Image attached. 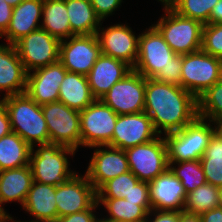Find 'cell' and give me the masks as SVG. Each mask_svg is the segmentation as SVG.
Masks as SVG:
<instances>
[{"instance_id": "f907efd6", "label": "cell", "mask_w": 222, "mask_h": 222, "mask_svg": "<svg viewBox=\"0 0 222 222\" xmlns=\"http://www.w3.org/2000/svg\"><path fill=\"white\" fill-rule=\"evenodd\" d=\"M218 207L222 208V188L219 190V203Z\"/></svg>"}, {"instance_id": "f546056e", "label": "cell", "mask_w": 222, "mask_h": 222, "mask_svg": "<svg viewBox=\"0 0 222 222\" xmlns=\"http://www.w3.org/2000/svg\"><path fill=\"white\" fill-rule=\"evenodd\" d=\"M206 182L222 188V139L213 133L204 155L200 158Z\"/></svg>"}, {"instance_id": "b9f144b4", "label": "cell", "mask_w": 222, "mask_h": 222, "mask_svg": "<svg viewBox=\"0 0 222 222\" xmlns=\"http://www.w3.org/2000/svg\"><path fill=\"white\" fill-rule=\"evenodd\" d=\"M12 13L13 7L6 3L5 0H0V37L9 27Z\"/></svg>"}, {"instance_id": "836d02e7", "label": "cell", "mask_w": 222, "mask_h": 222, "mask_svg": "<svg viewBox=\"0 0 222 222\" xmlns=\"http://www.w3.org/2000/svg\"><path fill=\"white\" fill-rule=\"evenodd\" d=\"M197 113L209 121L222 117V78L197 99Z\"/></svg>"}, {"instance_id": "e0dca14e", "label": "cell", "mask_w": 222, "mask_h": 222, "mask_svg": "<svg viewBox=\"0 0 222 222\" xmlns=\"http://www.w3.org/2000/svg\"><path fill=\"white\" fill-rule=\"evenodd\" d=\"M159 136L151 118L143 111L135 114L118 115L108 146L126 150L148 143Z\"/></svg>"}, {"instance_id": "f6af8a7d", "label": "cell", "mask_w": 222, "mask_h": 222, "mask_svg": "<svg viewBox=\"0 0 222 222\" xmlns=\"http://www.w3.org/2000/svg\"><path fill=\"white\" fill-rule=\"evenodd\" d=\"M208 24H222V0H219L213 7Z\"/></svg>"}, {"instance_id": "1f68e13d", "label": "cell", "mask_w": 222, "mask_h": 222, "mask_svg": "<svg viewBox=\"0 0 222 222\" xmlns=\"http://www.w3.org/2000/svg\"><path fill=\"white\" fill-rule=\"evenodd\" d=\"M169 168L179 178L187 194L207 183L200 160L169 163Z\"/></svg>"}, {"instance_id": "816d5d0a", "label": "cell", "mask_w": 222, "mask_h": 222, "mask_svg": "<svg viewBox=\"0 0 222 222\" xmlns=\"http://www.w3.org/2000/svg\"><path fill=\"white\" fill-rule=\"evenodd\" d=\"M170 0H157L160 4H167Z\"/></svg>"}, {"instance_id": "ffe728a7", "label": "cell", "mask_w": 222, "mask_h": 222, "mask_svg": "<svg viewBox=\"0 0 222 222\" xmlns=\"http://www.w3.org/2000/svg\"><path fill=\"white\" fill-rule=\"evenodd\" d=\"M33 182L30 165L0 171V217H12L4 205L18 203L23 207Z\"/></svg>"}, {"instance_id": "d6986e66", "label": "cell", "mask_w": 222, "mask_h": 222, "mask_svg": "<svg viewBox=\"0 0 222 222\" xmlns=\"http://www.w3.org/2000/svg\"><path fill=\"white\" fill-rule=\"evenodd\" d=\"M149 195L152 210L184 211L187 193L170 168L149 182Z\"/></svg>"}, {"instance_id": "2e32d148", "label": "cell", "mask_w": 222, "mask_h": 222, "mask_svg": "<svg viewBox=\"0 0 222 222\" xmlns=\"http://www.w3.org/2000/svg\"><path fill=\"white\" fill-rule=\"evenodd\" d=\"M55 198L60 218L88 210L97 201V193L86 174L77 172L56 186Z\"/></svg>"}, {"instance_id": "f35d334b", "label": "cell", "mask_w": 222, "mask_h": 222, "mask_svg": "<svg viewBox=\"0 0 222 222\" xmlns=\"http://www.w3.org/2000/svg\"><path fill=\"white\" fill-rule=\"evenodd\" d=\"M92 4L96 16L100 21L108 20L110 16L115 15L116 11H120L123 0H89ZM108 17V18H107Z\"/></svg>"}, {"instance_id": "277c9868", "label": "cell", "mask_w": 222, "mask_h": 222, "mask_svg": "<svg viewBox=\"0 0 222 222\" xmlns=\"http://www.w3.org/2000/svg\"><path fill=\"white\" fill-rule=\"evenodd\" d=\"M161 6L164 14L153 25L162 34L170 48L177 55H186L201 50L204 24L196 19L179 15L168 4Z\"/></svg>"}, {"instance_id": "f5cc1de1", "label": "cell", "mask_w": 222, "mask_h": 222, "mask_svg": "<svg viewBox=\"0 0 222 222\" xmlns=\"http://www.w3.org/2000/svg\"><path fill=\"white\" fill-rule=\"evenodd\" d=\"M100 222H126V221L100 220Z\"/></svg>"}, {"instance_id": "44dd1931", "label": "cell", "mask_w": 222, "mask_h": 222, "mask_svg": "<svg viewBox=\"0 0 222 222\" xmlns=\"http://www.w3.org/2000/svg\"><path fill=\"white\" fill-rule=\"evenodd\" d=\"M26 81L27 72L14 45L0 43L1 98L25 93Z\"/></svg>"}, {"instance_id": "bcb514c9", "label": "cell", "mask_w": 222, "mask_h": 222, "mask_svg": "<svg viewBox=\"0 0 222 222\" xmlns=\"http://www.w3.org/2000/svg\"><path fill=\"white\" fill-rule=\"evenodd\" d=\"M179 222H202V220L199 214L181 211L179 212Z\"/></svg>"}, {"instance_id": "83f0119b", "label": "cell", "mask_w": 222, "mask_h": 222, "mask_svg": "<svg viewBox=\"0 0 222 222\" xmlns=\"http://www.w3.org/2000/svg\"><path fill=\"white\" fill-rule=\"evenodd\" d=\"M31 149L17 133L0 138V171L29 165Z\"/></svg>"}, {"instance_id": "4dcf8cb0", "label": "cell", "mask_w": 222, "mask_h": 222, "mask_svg": "<svg viewBox=\"0 0 222 222\" xmlns=\"http://www.w3.org/2000/svg\"><path fill=\"white\" fill-rule=\"evenodd\" d=\"M220 188L206 183L187 194L184 211L191 214H202L218 207Z\"/></svg>"}, {"instance_id": "d590c367", "label": "cell", "mask_w": 222, "mask_h": 222, "mask_svg": "<svg viewBox=\"0 0 222 222\" xmlns=\"http://www.w3.org/2000/svg\"><path fill=\"white\" fill-rule=\"evenodd\" d=\"M201 50L222 60V24H204Z\"/></svg>"}, {"instance_id": "7c38bea8", "label": "cell", "mask_w": 222, "mask_h": 222, "mask_svg": "<svg viewBox=\"0 0 222 222\" xmlns=\"http://www.w3.org/2000/svg\"><path fill=\"white\" fill-rule=\"evenodd\" d=\"M102 24L103 21L96 33L101 54L121 60L133 68L137 62L140 33L137 35L126 22L107 27Z\"/></svg>"}, {"instance_id": "52a82bcc", "label": "cell", "mask_w": 222, "mask_h": 222, "mask_svg": "<svg viewBox=\"0 0 222 222\" xmlns=\"http://www.w3.org/2000/svg\"><path fill=\"white\" fill-rule=\"evenodd\" d=\"M47 124L49 143L75 149L81 148L80 111L60 101L41 105Z\"/></svg>"}, {"instance_id": "8992f818", "label": "cell", "mask_w": 222, "mask_h": 222, "mask_svg": "<svg viewBox=\"0 0 222 222\" xmlns=\"http://www.w3.org/2000/svg\"><path fill=\"white\" fill-rule=\"evenodd\" d=\"M221 78V59L202 50L182 55L181 87L196 99Z\"/></svg>"}, {"instance_id": "5b68a950", "label": "cell", "mask_w": 222, "mask_h": 222, "mask_svg": "<svg viewBox=\"0 0 222 222\" xmlns=\"http://www.w3.org/2000/svg\"><path fill=\"white\" fill-rule=\"evenodd\" d=\"M213 133L212 123L197 116L183 129L163 135L167 144L168 162L200 160Z\"/></svg>"}, {"instance_id": "74e56055", "label": "cell", "mask_w": 222, "mask_h": 222, "mask_svg": "<svg viewBox=\"0 0 222 222\" xmlns=\"http://www.w3.org/2000/svg\"><path fill=\"white\" fill-rule=\"evenodd\" d=\"M124 199L132 203H137V205L142 206L147 212L152 210L148 182L139 181Z\"/></svg>"}, {"instance_id": "7dc6e473", "label": "cell", "mask_w": 222, "mask_h": 222, "mask_svg": "<svg viewBox=\"0 0 222 222\" xmlns=\"http://www.w3.org/2000/svg\"><path fill=\"white\" fill-rule=\"evenodd\" d=\"M213 125L214 134L222 139V117L210 121Z\"/></svg>"}, {"instance_id": "4316f807", "label": "cell", "mask_w": 222, "mask_h": 222, "mask_svg": "<svg viewBox=\"0 0 222 222\" xmlns=\"http://www.w3.org/2000/svg\"><path fill=\"white\" fill-rule=\"evenodd\" d=\"M41 28L60 41L72 36L65 0H43Z\"/></svg>"}, {"instance_id": "5bb4252c", "label": "cell", "mask_w": 222, "mask_h": 222, "mask_svg": "<svg viewBox=\"0 0 222 222\" xmlns=\"http://www.w3.org/2000/svg\"><path fill=\"white\" fill-rule=\"evenodd\" d=\"M100 55L96 34L74 35L60 42L59 61L69 72L87 76Z\"/></svg>"}, {"instance_id": "484cf974", "label": "cell", "mask_w": 222, "mask_h": 222, "mask_svg": "<svg viewBox=\"0 0 222 222\" xmlns=\"http://www.w3.org/2000/svg\"><path fill=\"white\" fill-rule=\"evenodd\" d=\"M72 36L96 34L101 21L89 0H65Z\"/></svg>"}, {"instance_id": "3957f363", "label": "cell", "mask_w": 222, "mask_h": 222, "mask_svg": "<svg viewBox=\"0 0 222 222\" xmlns=\"http://www.w3.org/2000/svg\"><path fill=\"white\" fill-rule=\"evenodd\" d=\"M76 152L73 148L54 143L34 146L29 161L33 181L57 186L69 180L77 173L70 167V156L75 157Z\"/></svg>"}, {"instance_id": "7a4b0ae2", "label": "cell", "mask_w": 222, "mask_h": 222, "mask_svg": "<svg viewBox=\"0 0 222 222\" xmlns=\"http://www.w3.org/2000/svg\"><path fill=\"white\" fill-rule=\"evenodd\" d=\"M1 99L7 109L12 132L17 133L32 148L49 143L48 128L41 105L26 93Z\"/></svg>"}, {"instance_id": "603a6c76", "label": "cell", "mask_w": 222, "mask_h": 222, "mask_svg": "<svg viewBox=\"0 0 222 222\" xmlns=\"http://www.w3.org/2000/svg\"><path fill=\"white\" fill-rule=\"evenodd\" d=\"M132 70L133 68L127 63L101 54L87 75L93 96L100 99Z\"/></svg>"}, {"instance_id": "9a60e30c", "label": "cell", "mask_w": 222, "mask_h": 222, "mask_svg": "<svg viewBox=\"0 0 222 222\" xmlns=\"http://www.w3.org/2000/svg\"><path fill=\"white\" fill-rule=\"evenodd\" d=\"M85 174L97 191L105 182L130 171L125 150L108 145L92 146Z\"/></svg>"}, {"instance_id": "60d3db41", "label": "cell", "mask_w": 222, "mask_h": 222, "mask_svg": "<svg viewBox=\"0 0 222 222\" xmlns=\"http://www.w3.org/2000/svg\"><path fill=\"white\" fill-rule=\"evenodd\" d=\"M145 222H179V212L151 210Z\"/></svg>"}, {"instance_id": "cb8c5ba5", "label": "cell", "mask_w": 222, "mask_h": 222, "mask_svg": "<svg viewBox=\"0 0 222 222\" xmlns=\"http://www.w3.org/2000/svg\"><path fill=\"white\" fill-rule=\"evenodd\" d=\"M56 186L32 182L26 201L21 209L30 214L31 220L18 222H56L58 219L57 202L55 198ZM33 218V219H32Z\"/></svg>"}, {"instance_id": "f1b7e54d", "label": "cell", "mask_w": 222, "mask_h": 222, "mask_svg": "<svg viewBox=\"0 0 222 222\" xmlns=\"http://www.w3.org/2000/svg\"><path fill=\"white\" fill-rule=\"evenodd\" d=\"M101 210L106 216L100 214L101 220L145 222L148 212L137 203H132L124 198H97ZM102 206V207H101Z\"/></svg>"}, {"instance_id": "6da1fadb", "label": "cell", "mask_w": 222, "mask_h": 222, "mask_svg": "<svg viewBox=\"0 0 222 222\" xmlns=\"http://www.w3.org/2000/svg\"><path fill=\"white\" fill-rule=\"evenodd\" d=\"M144 112L159 135L183 129L197 116V99L181 86L146 78Z\"/></svg>"}, {"instance_id": "7bdbcfd3", "label": "cell", "mask_w": 222, "mask_h": 222, "mask_svg": "<svg viewBox=\"0 0 222 222\" xmlns=\"http://www.w3.org/2000/svg\"><path fill=\"white\" fill-rule=\"evenodd\" d=\"M12 132L11 123L4 101L0 98V138Z\"/></svg>"}, {"instance_id": "7402d4cb", "label": "cell", "mask_w": 222, "mask_h": 222, "mask_svg": "<svg viewBox=\"0 0 222 222\" xmlns=\"http://www.w3.org/2000/svg\"><path fill=\"white\" fill-rule=\"evenodd\" d=\"M42 8L43 0H23L14 7L9 27L0 37L5 39V44L14 45L21 38L41 28Z\"/></svg>"}, {"instance_id": "ba28073f", "label": "cell", "mask_w": 222, "mask_h": 222, "mask_svg": "<svg viewBox=\"0 0 222 222\" xmlns=\"http://www.w3.org/2000/svg\"><path fill=\"white\" fill-rule=\"evenodd\" d=\"M176 55L159 30L151 23L149 28L146 27L140 33L137 62L133 70L145 78H154Z\"/></svg>"}, {"instance_id": "ac0fdd59", "label": "cell", "mask_w": 222, "mask_h": 222, "mask_svg": "<svg viewBox=\"0 0 222 222\" xmlns=\"http://www.w3.org/2000/svg\"><path fill=\"white\" fill-rule=\"evenodd\" d=\"M67 70L60 61L27 73L25 93L37 104L57 102Z\"/></svg>"}, {"instance_id": "d4e9b609", "label": "cell", "mask_w": 222, "mask_h": 222, "mask_svg": "<svg viewBox=\"0 0 222 222\" xmlns=\"http://www.w3.org/2000/svg\"><path fill=\"white\" fill-rule=\"evenodd\" d=\"M95 100L87 76L67 71L60 84L58 101L71 109L82 111Z\"/></svg>"}, {"instance_id": "c3c4849f", "label": "cell", "mask_w": 222, "mask_h": 222, "mask_svg": "<svg viewBox=\"0 0 222 222\" xmlns=\"http://www.w3.org/2000/svg\"><path fill=\"white\" fill-rule=\"evenodd\" d=\"M13 8L20 4L23 0H5Z\"/></svg>"}, {"instance_id": "8fae6325", "label": "cell", "mask_w": 222, "mask_h": 222, "mask_svg": "<svg viewBox=\"0 0 222 222\" xmlns=\"http://www.w3.org/2000/svg\"><path fill=\"white\" fill-rule=\"evenodd\" d=\"M60 40L39 28L14 44L27 73L59 61Z\"/></svg>"}, {"instance_id": "681fc988", "label": "cell", "mask_w": 222, "mask_h": 222, "mask_svg": "<svg viewBox=\"0 0 222 222\" xmlns=\"http://www.w3.org/2000/svg\"><path fill=\"white\" fill-rule=\"evenodd\" d=\"M0 222H18L17 220H14V216L10 217H0Z\"/></svg>"}, {"instance_id": "ab89813d", "label": "cell", "mask_w": 222, "mask_h": 222, "mask_svg": "<svg viewBox=\"0 0 222 222\" xmlns=\"http://www.w3.org/2000/svg\"><path fill=\"white\" fill-rule=\"evenodd\" d=\"M98 208L99 205L96 201L88 210L60 217L56 222H100L101 216L96 211H100Z\"/></svg>"}, {"instance_id": "9c48e42d", "label": "cell", "mask_w": 222, "mask_h": 222, "mask_svg": "<svg viewBox=\"0 0 222 222\" xmlns=\"http://www.w3.org/2000/svg\"><path fill=\"white\" fill-rule=\"evenodd\" d=\"M118 114L100 99L80 111L81 147L108 145L116 125Z\"/></svg>"}, {"instance_id": "d6a6232c", "label": "cell", "mask_w": 222, "mask_h": 222, "mask_svg": "<svg viewBox=\"0 0 222 222\" xmlns=\"http://www.w3.org/2000/svg\"><path fill=\"white\" fill-rule=\"evenodd\" d=\"M219 0H170L167 4L179 15L206 24Z\"/></svg>"}, {"instance_id": "4fadbf2b", "label": "cell", "mask_w": 222, "mask_h": 222, "mask_svg": "<svg viewBox=\"0 0 222 222\" xmlns=\"http://www.w3.org/2000/svg\"><path fill=\"white\" fill-rule=\"evenodd\" d=\"M146 78L132 70L116 82L100 100L118 115L144 111Z\"/></svg>"}, {"instance_id": "e575fe53", "label": "cell", "mask_w": 222, "mask_h": 222, "mask_svg": "<svg viewBox=\"0 0 222 222\" xmlns=\"http://www.w3.org/2000/svg\"><path fill=\"white\" fill-rule=\"evenodd\" d=\"M140 180L131 172L105 182L97 191V198H125Z\"/></svg>"}, {"instance_id": "ee69618b", "label": "cell", "mask_w": 222, "mask_h": 222, "mask_svg": "<svg viewBox=\"0 0 222 222\" xmlns=\"http://www.w3.org/2000/svg\"><path fill=\"white\" fill-rule=\"evenodd\" d=\"M202 222H222V208L216 207L200 214Z\"/></svg>"}, {"instance_id": "30bf717a", "label": "cell", "mask_w": 222, "mask_h": 222, "mask_svg": "<svg viewBox=\"0 0 222 222\" xmlns=\"http://www.w3.org/2000/svg\"><path fill=\"white\" fill-rule=\"evenodd\" d=\"M130 171L140 180L150 182L169 168L164 136L125 150Z\"/></svg>"}, {"instance_id": "8d00e7d4", "label": "cell", "mask_w": 222, "mask_h": 222, "mask_svg": "<svg viewBox=\"0 0 222 222\" xmlns=\"http://www.w3.org/2000/svg\"><path fill=\"white\" fill-rule=\"evenodd\" d=\"M182 55H176L171 59V63L162 68L154 77L158 82H164L175 86H181Z\"/></svg>"}]
</instances>
